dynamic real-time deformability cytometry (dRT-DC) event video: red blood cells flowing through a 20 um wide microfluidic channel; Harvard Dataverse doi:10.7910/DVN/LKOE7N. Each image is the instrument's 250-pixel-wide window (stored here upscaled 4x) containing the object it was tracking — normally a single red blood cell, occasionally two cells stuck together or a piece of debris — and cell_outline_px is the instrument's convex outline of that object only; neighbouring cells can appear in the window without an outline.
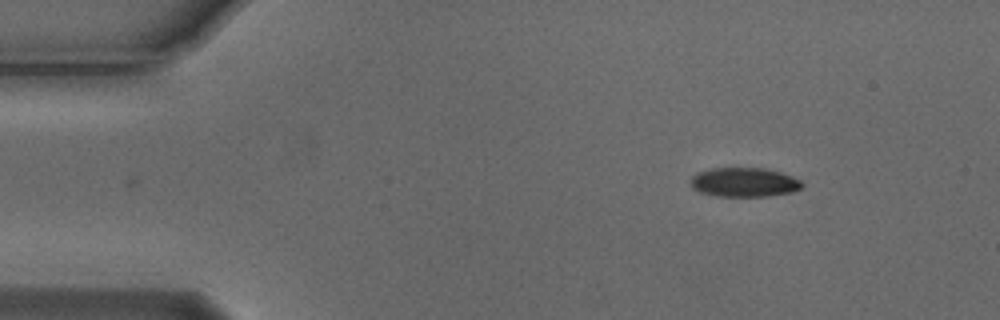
{"species": "Egyptian fruit bat (a non-hibernating species)", "species_latin": "Rousettus aegyptiacus", "temperature_condition": "cold", "stored_images_in_passage": 48, "camera_frame_rate_fps": 3000, "um_per_image_px": 0.085, "animal": {"sex": "male"}, "frame": {"image": 1, "passage_image": 1, "time_ms": 0.0, "image_size_px": [1000, 320], "cell_outline_px": [[804, 184], [800, 188], [792, 192], [768, 196], [716, 196], [700, 192], [692, 188], [688, 184], [688, 180], [696, 172], [712, 168], [764, 168], [780, 172], [792, 176], [800, 180]], "centroid_in_image_um": [63.2, 15.49], "position_along_channel_um": 21.8, "area_um2": 19.19}}
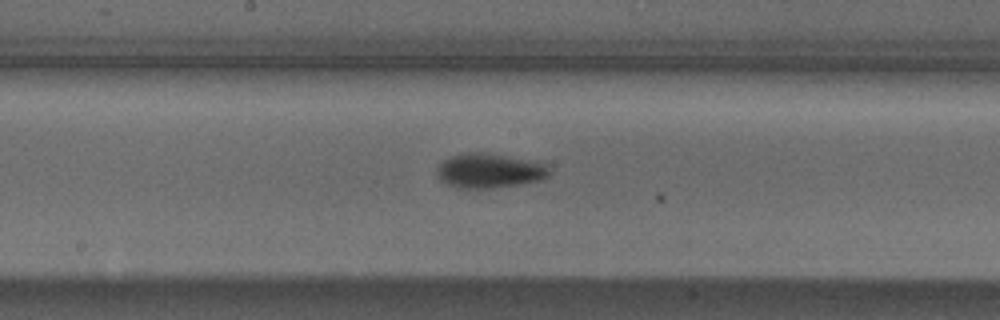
{"frame": {"image": 2, "passage_image": 22, "time_ms": 7.0, "image_size_px": [1000, 320], "cell_outline_px": [[552, 172], [544, 180], [520, 184], [492, 188], [456, 188], [440, 180], [436, 176], [436, 168], [444, 160], [452, 156], [468, 152], [488, 152], [536, 160], [544, 164]], "centroid_in_image_um": [41.63, 14.5], "position_along_channel_um": 206.6, "area_um2": 23.12}}
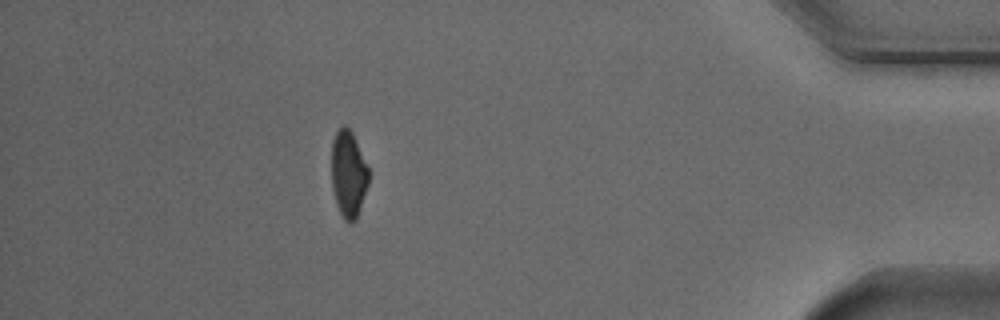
{"frame": {"image": 3, "passage_image": 42, "time_ms": 13.667, "image_size_px": [1000, 320], "cell_outline_px": [[368, 184], [356, 220], [348, 224], [344, 220], [336, 204], [332, 188], [332, 140], [336, 132], [344, 124], [352, 132], [368, 168]], "centroid_in_image_um": [29.6, 14.81], "position_along_channel_um": 405.6, "area_um2": 18.61}, "authors_computed_cell_mechanics": {"area_um2": 20.2878, "velocity_mm_per_s": 3.7641, "shape_relaxation_time_tau1_ms": 1.9769, "shape_relaxation_time_tau2_ms": null, "deformation_change_tau1": 0.0974, "deformation_change_tau2": null}}